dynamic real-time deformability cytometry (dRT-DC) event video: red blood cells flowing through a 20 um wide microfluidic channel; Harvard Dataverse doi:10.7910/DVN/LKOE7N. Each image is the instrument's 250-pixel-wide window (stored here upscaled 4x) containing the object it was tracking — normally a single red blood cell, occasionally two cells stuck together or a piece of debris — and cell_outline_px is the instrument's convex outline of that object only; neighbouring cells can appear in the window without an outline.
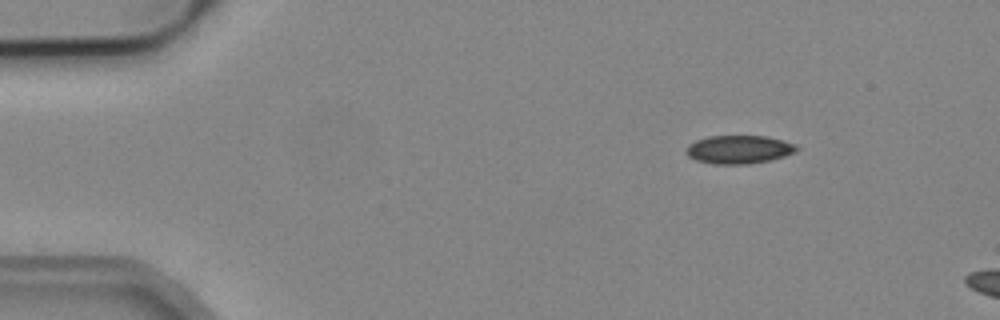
{"species": "common noctule bat (a hibernating species)", "species_latin": "Nyctalus noctula", "temperature_condition": "cold", "stored_images_in_passage": 2, "camera_frame_rate_fps": 3000, "um_per_image_px": 0.085, "animal": {"sex": "male", "body_mass_g": 19.2, "forearm_length_mm": 51.8}, "frame": {"image": 1, "passage_image": 2, "time_ms": 0.333, "image_size_px": [1000, 320], "cell_outline_px": [[800, 148], [796, 152], [784, 156], [768, 160], [748, 164], [712, 164], [696, 160], [688, 156], [684, 152], [688, 144], [696, 140], [708, 136], [764, 136], [796, 144]], "centroid_in_image_um": [62.78, 12.71], "position_along_channel_um": 22.2, "area_um2": 18.26}}